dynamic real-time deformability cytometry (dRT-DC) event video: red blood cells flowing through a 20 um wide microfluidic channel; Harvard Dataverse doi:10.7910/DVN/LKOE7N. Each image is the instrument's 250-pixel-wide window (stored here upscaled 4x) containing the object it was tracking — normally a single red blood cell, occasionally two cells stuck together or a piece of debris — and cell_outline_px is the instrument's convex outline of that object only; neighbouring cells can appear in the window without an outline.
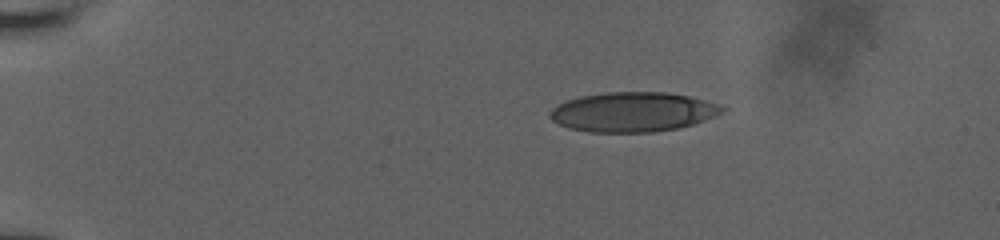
{"species": "human", "species_latin": "Homo sapiens", "temperature_condition": "room temperature", "stored_images_in_passage": 46, "camera_frame_rate_fps": 3000, "um_per_image_px": 0.085, "donor": {"sex": "male"}, "frame": {"image": 1, "passage_image": 1, "time_ms": 0.0, "image_size_px": [1000, 240], "cell_outline_px": [[728, 108], [724, 112], [704, 120], [680, 128], [652, 132], [588, 132], [568, 128], [552, 120], [548, 116], [548, 112], [552, 108], [568, 100], [580, 96], [608, 92], [664, 92], [688, 96], [720, 104]], "centroid_in_image_um": [53.8, 9.52], "position_along_channel_um": 31.2, "area_um2": 39.82}}
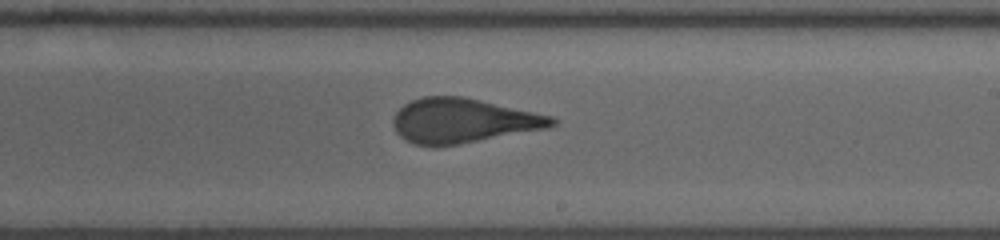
{"frame": {"image": 2, "passage_image": 25, "time_ms": 8.0, "image_size_px": [1000, 240], "cell_outline_px": [[556, 124], [544, 128], [456, 144], [412, 144], [400, 136], [396, 132], [392, 124], [392, 120], [396, 112], [404, 104], [412, 100], [424, 96], [464, 96], [552, 116], [556, 120]], "centroid_in_image_um": [39.3, 10.22], "position_along_channel_um": 249.7, "area_um2": 40.34}}
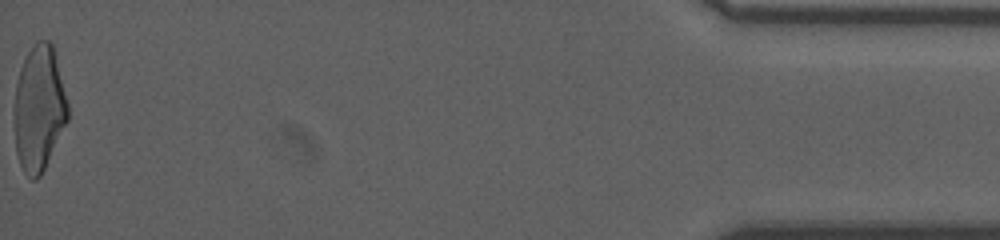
{"frame": {"image": 3, "passage_image": 46, "time_ms": 15.0, "image_size_px": [1000, 240], "cell_outline_px": [[68, 120], [40, 176], [36, 180], [32, 180], [24, 172], [20, 164], [16, 152], [16, 84], [20, 68], [28, 52], [36, 40], [48, 40], [52, 44], [68, 104]], "centroid_in_image_um": [3.33, 9.21], "position_along_channel_um": 431.9, "area_um2": 38.32}, "authors_computed_cell_mechanics": {"area_um2": 40.9513, "velocity_mm_per_s": 3.8429, "shape_relaxation_time_tau1_ms": 8.4125, "shape_relaxation_time_tau2_ms": 0.9327, "deformation_change_tau1": 0.2591, "deformation_change_tau2": 0.1145}}